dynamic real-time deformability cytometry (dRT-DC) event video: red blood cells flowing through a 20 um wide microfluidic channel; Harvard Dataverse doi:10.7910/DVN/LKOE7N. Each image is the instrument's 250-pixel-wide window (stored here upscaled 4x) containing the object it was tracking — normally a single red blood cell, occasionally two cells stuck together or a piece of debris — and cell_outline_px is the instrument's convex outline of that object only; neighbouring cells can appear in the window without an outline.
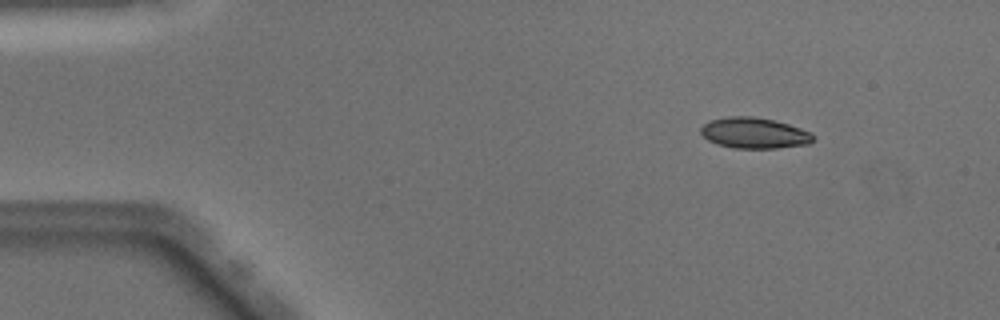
{"species": "Egyptian fruit bat (a non-hibernating species)", "species_latin": "Rousettus aegyptiacus", "temperature_condition": "warm", "stored_images_in_passage": 10, "camera_frame_rate_fps": 3000, "um_per_image_px": 0.085, "animal": {"sex": "male"}, "frame": {"image": 1, "passage_image": 1, "time_ms": 0.0, "image_size_px": [1000, 320], "cell_outline_px": [[816, 136], [808, 144], [776, 148], [736, 148], [716, 144], [708, 140], [700, 132], [700, 128], [708, 120], [728, 116], [752, 116], [772, 120], [788, 124], [812, 132]], "centroid_in_image_um": [64.1, 11.3], "position_along_channel_um": 20.9, "area_um2": 20.23}}
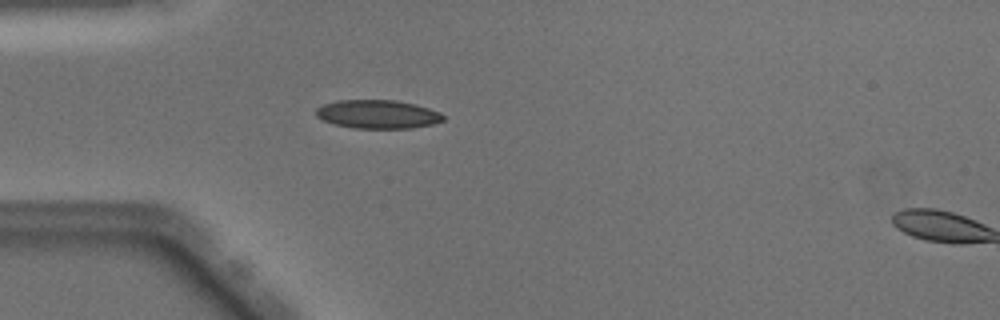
{"frame": {"image": 2, "passage_image": 9, "time_ms": 2.667, "image_size_px": [1000, 320], "cell_outline_px": [[444, 120], [432, 124], [412, 128], [352, 128], [336, 124], [324, 120], [316, 116], [316, 108], [324, 104], [336, 100], [396, 100], [416, 104], [440, 112], [444, 116]], "centroid_in_image_um": [32.11, 9.7], "position_along_channel_um": 52.9, "area_um2": 21.15}}